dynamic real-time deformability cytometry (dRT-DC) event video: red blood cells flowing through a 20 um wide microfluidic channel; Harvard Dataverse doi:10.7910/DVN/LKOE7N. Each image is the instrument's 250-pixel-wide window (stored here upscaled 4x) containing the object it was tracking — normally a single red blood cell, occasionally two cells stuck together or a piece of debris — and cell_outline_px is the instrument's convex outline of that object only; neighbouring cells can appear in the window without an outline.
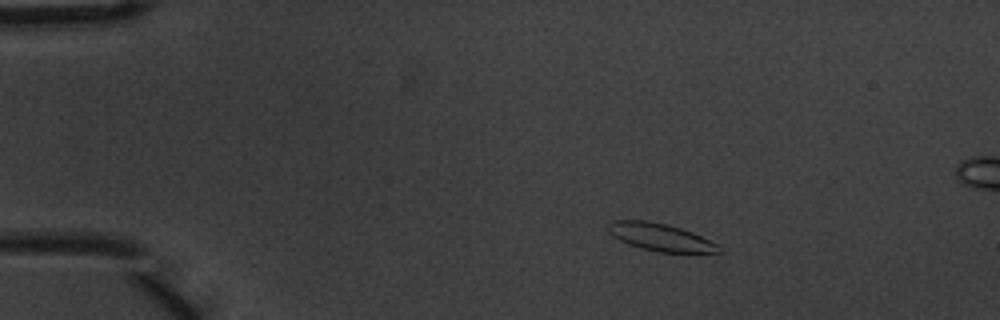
{"species": "common noctule bat (a hibernating species)", "species_latin": "Nyctalus noctula", "temperature_condition": "warm", "stored_images_in_passage": 4, "camera_frame_rate_fps": 3000, "um_per_image_px": 0.085, "animal": {"sex": "male", "body_mass_g": 20.1, "forearm_length_mm": 53.5}, "frame": {"image": 1, "passage_image": 1, "time_ms": 0.0, "image_size_px": [1000, 320], "cell_outline_px": [[720, 252], [688, 256], [660, 252], [640, 248], [628, 244], [612, 236], [608, 232], [608, 224], [612, 220], [648, 220], [668, 224], [692, 232], [716, 244]], "centroid_in_image_um": [56.16, 20.2], "position_along_channel_um": 28.8, "area_um2": 18.38}}